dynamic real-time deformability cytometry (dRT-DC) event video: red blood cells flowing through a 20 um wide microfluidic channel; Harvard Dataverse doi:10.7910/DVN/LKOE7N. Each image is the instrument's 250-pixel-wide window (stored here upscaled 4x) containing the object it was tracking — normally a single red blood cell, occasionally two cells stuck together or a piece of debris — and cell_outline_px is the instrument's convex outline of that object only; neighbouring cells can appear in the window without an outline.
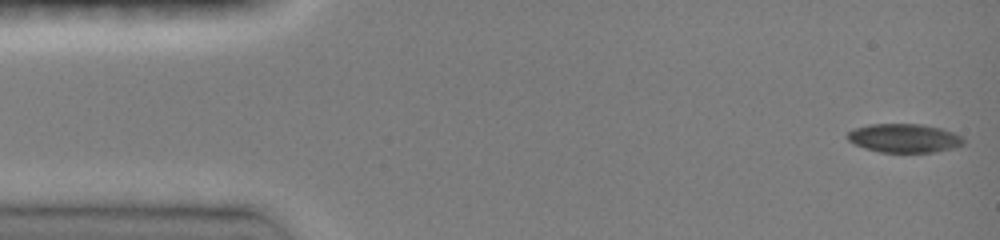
{"species": "common noctule bat (a hibernating species)", "species_latin": "Nyctalus noctula", "temperature_condition": "room temperature", "stored_images_in_passage": 12, "camera_frame_rate_fps": 3000, "um_per_image_px": 0.085, "animal": {"sex": "female", "body_mass_g": 19.0, "forearm_length_mm": 51.5}, "frame": {"image": 1, "passage_image": 1, "time_ms": 0.0, "image_size_px": [1000, 240], "cell_outline_px": [[964, 144], [952, 148], [936, 152], [880, 152], [864, 148], [848, 140], [848, 132], [856, 128], [868, 124], [920, 124], [940, 128], [952, 132], [960, 136], [964, 140]], "centroid_in_image_um": [76.86, 11.74], "position_along_channel_um": 8.1, "area_um2": 19.25}}
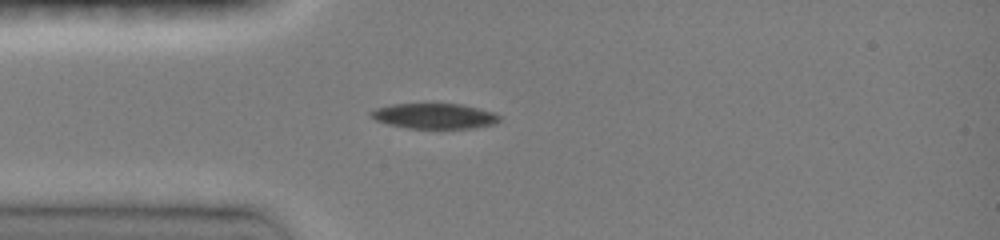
{"frame": {"image": 2, "passage_image": 9, "time_ms": 3.667, "image_size_px": [1000, 240], "cell_outline_px": [[500, 120], [496, 124], [472, 128], [408, 128], [388, 124], [376, 120], [368, 116], [368, 112], [376, 108], [392, 104], [460, 104], [496, 112], [500, 116]], "centroid_in_image_um": [36.93, 9.86], "position_along_channel_um": 48.1, "area_um2": 19.07}}